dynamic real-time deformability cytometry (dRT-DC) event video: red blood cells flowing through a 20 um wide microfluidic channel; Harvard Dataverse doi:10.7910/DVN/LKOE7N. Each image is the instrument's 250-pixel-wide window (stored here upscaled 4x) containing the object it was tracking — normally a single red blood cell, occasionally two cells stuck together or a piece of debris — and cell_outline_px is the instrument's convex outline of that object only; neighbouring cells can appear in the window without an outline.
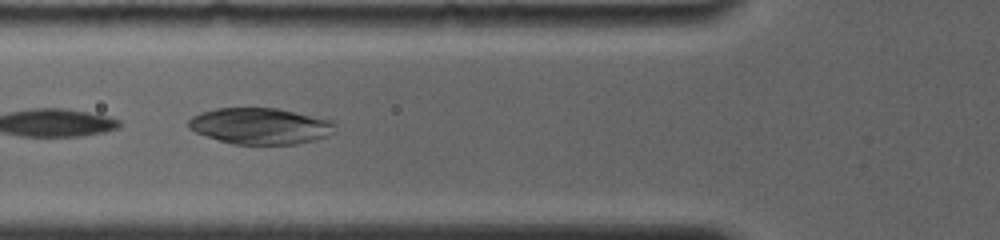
{"species": "common noctule bat (a hibernating species)", "species_latin": "Nyctalus noctula", "temperature_condition": "room temperature", "stored_images_in_passage": 10, "camera_frame_rate_fps": 4000, "um_per_image_px": 0.085, "animal": {"sex": "female", "body_mass_g": 19.0, "forearm_length_mm": 56.7}, "frame": {"image": 1, "passage_image": 5, "time_ms": 1.25, "image_size_px": [1000, 240], "cell_outline_px": [[336, 132], [312, 140], [296, 144], [232, 144], [196, 132], [188, 128], [188, 120], [192, 116], [200, 112], [216, 108], [276, 108], [332, 120], [336, 124]], "centroid_in_image_um": [22.12, 10.7], "position_along_channel_um": 103.7, "area_um2": 30.81}}
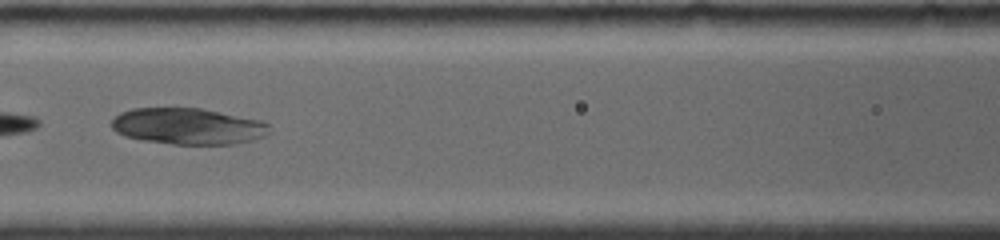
{"frame": {"image": 2, "passage_image": 7, "time_ms": 2.5, "image_size_px": [1000, 240], "cell_outline_px": [[272, 132], [264, 136], [252, 140], [232, 144], [172, 144], [140, 140], [124, 136], [116, 132], [112, 128], [112, 120], [120, 112], [132, 108], [200, 108], [260, 120], [268, 124]], "centroid_in_image_um": [15.96, 10.73], "position_along_channel_um": 150.6, "area_um2": 33.47}}